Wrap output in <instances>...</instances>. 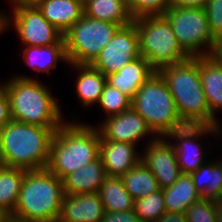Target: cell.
I'll return each instance as SVG.
<instances>
[{
    "mask_svg": "<svg viewBox=\"0 0 222 222\" xmlns=\"http://www.w3.org/2000/svg\"><path fill=\"white\" fill-rule=\"evenodd\" d=\"M57 129L12 119L0 129V165L27 171L46 169Z\"/></svg>",
    "mask_w": 222,
    "mask_h": 222,
    "instance_id": "cell-1",
    "label": "cell"
},
{
    "mask_svg": "<svg viewBox=\"0 0 222 222\" xmlns=\"http://www.w3.org/2000/svg\"><path fill=\"white\" fill-rule=\"evenodd\" d=\"M64 122L54 133L46 169L61 180L96 160L100 154V132L95 126Z\"/></svg>",
    "mask_w": 222,
    "mask_h": 222,
    "instance_id": "cell-2",
    "label": "cell"
},
{
    "mask_svg": "<svg viewBox=\"0 0 222 222\" xmlns=\"http://www.w3.org/2000/svg\"><path fill=\"white\" fill-rule=\"evenodd\" d=\"M159 73L166 81L178 114L185 124L221 127L222 124L210 112L202 88L198 57H189L164 67Z\"/></svg>",
    "mask_w": 222,
    "mask_h": 222,
    "instance_id": "cell-3",
    "label": "cell"
},
{
    "mask_svg": "<svg viewBox=\"0 0 222 222\" xmlns=\"http://www.w3.org/2000/svg\"><path fill=\"white\" fill-rule=\"evenodd\" d=\"M1 85L7 92L13 120L47 128H59L65 122L58 101L38 79L12 75Z\"/></svg>",
    "mask_w": 222,
    "mask_h": 222,
    "instance_id": "cell-4",
    "label": "cell"
},
{
    "mask_svg": "<svg viewBox=\"0 0 222 222\" xmlns=\"http://www.w3.org/2000/svg\"><path fill=\"white\" fill-rule=\"evenodd\" d=\"M64 198L63 181L48 171H26L13 215L31 222H57Z\"/></svg>",
    "mask_w": 222,
    "mask_h": 222,
    "instance_id": "cell-5",
    "label": "cell"
},
{
    "mask_svg": "<svg viewBox=\"0 0 222 222\" xmlns=\"http://www.w3.org/2000/svg\"><path fill=\"white\" fill-rule=\"evenodd\" d=\"M131 108L139 113L157 137H166L186 125L180 118L168 85L159 72L143 83L131 100Z\"/></svg>",
    "mask_w": 222,
    "mask_h": 222,
    "instance_id": "cell-6",
    "label": "cell"
},
{
    "mask_svg": "<svg viewBox=\"0 0 222 222\" xmlns=\"http://www.w3.org/2000/svg\"><path fill=\"white\" fill-rule=\"evenodd\" d=\"M133 23L139 35L140 54L155 72L190 57L178 43L163 15L137 17Z\"/></svg>",
    "mask_w": 222,
    "mask_h": 222,
    "instance_id": "cell-7",
    "label": "cell"
},
{
    "mask_svg": "<svg viewBox=\"0 0 222 222\" xmlns=\"http://www.w3.org/2000/svg\"><path fill=\"white\" fill-rule=\"evenodd\" d=\"M119 28L117 24L83 14L63 34L68 64H91Z\"/></svg>",
    "mask_w": 222,
    "mask_h": 222,
    "instance_id": "cell-8",
    "label": "cell"
},
{
    "mask_svg": "<svg viewBox=\"0 0 222 222\" xmlns=\"http://www.w3.org/2000/svg\"><path fill=\"white\" fill-rule=\"evenodd\" d=\"M162 15L169 21L178 43L190 57L213 55L217 40L210 32L204 8L169 7Z\"/></svg>",
    "mask_w": 222,
    "mask_h": 222,
    "instance_id": "cell-9",
    "label": "cell"
},
{
    "mask_svg": "<svg viewBox=\"0 0 222 222\" xmlns=\"http://www.w3.org/2000/svg\"><path fill=\"white\" fill-rule=\"evenodd\" d=\"M13 16L4 17L5 30L14 28L25 46L55 45L63 39V33L49 23L37 6L13 8Z\"/></svg>",
    "mask_w": 222,
    "mask_h": 222,
    "instance_id": "cell-10",
    "label": "cell"
},
{
    "mask_svg": "<svg viewBox=\"0 0 222 222\" xmlns=\"http://www.w3.org/2000/svg\"><path fill=\"white\" fill-rule=\"evenodd\" d=\"M221 129L222 127L186 124L170 132L165 137L169 141L171 139L175 140V142L171 143L174 146L177 163L182 174H190L207 162L204 147L202 148V143L197 140L204 136L206 137V135L211 136V134L214 137L220 136Z\"/></svg>",
    "mask_w": 222,
    "mask_h": 222,
    "instance_id": "cell-11",
    "label": "cell"
},
{
    "mask_svg": "<svg viewBox=\"0 0 222 222\" xmlns=\"http://www.w3.org/2000/svg\"><path fill=\"white\" fill-rule=\"evenodd\" d=\"M141 56L139 35L135 24L120 27L111 41L90 64L105 76L117 73L128 62Z\"/></svg>",
    "mask_w": 222,
    "mask_h": 222,
    "instance_id": "cell-12",
    "label": "cell"
},
{
    "mask_svg": "<svg viewBox=\"0 0 222 222\" xmlns=\"http://www.w3.org/2000/svg\"><path fill=\"white\" fill-rule=\"evenodd\" d=\"M167 140L165 137L151 138L141 154V162L153 173L161 189L172 186L182 174L174 146Z\"/></svg>",
    "mask_w": 222,
    "mask_h": 222,
    "instance_id": "cell-13",
    "label": "cell"
},
{
    "mask_svg": "<svg viewBox=\"0 0 222 222\" xmlns=\"http://www.w3.org/2000/svg\"><path fill=\"white\" fill-rule=\"evenodd\" d=\"M97 128L103 140L120 141L136 146L139 144L138 141L147 135L157 138L144 118L132 108L105 118Z\"/></svg>",
    "mask_w": 222,
    "mask_h": 222,
    "instance_id": "cell-14",
    "label": "cell"
},
{
    "mask_svg": "<svg viewBox=\"0 0 222 222\" xmlns=\"http://www.w3.org/2000/svg\"><path fill=\"white\" fill-rule=\"evenodd\" d=\"M105 214L98 192L64 194L57 222H102Z\"/></svg>",
    "mask_w": 222,
    "mask_h": 222,
    "instance_id": "cell-15",
    "label": "cell"
},
{
    "mask_svg": "<svg viewBox=\"0 0 222 222\" xmlns=\"http://www.w3.org/2000/svg\"><path fill=\"white\" fill-rule=\"evenodd\" d=\"M136 148L137 146L131 143L103 140L100 137L99 156L106 176L121 177L131 170L141 160V154Z\"/></svg>",
    "mask_w": 222,
    "mask_h": 222,
    "instance_id": "cell-16",
    "label": "cell"
},
{
    "mask_svg": "<svg viewBox=\"0 0 222 222\" xmlns=\"http://www.w3.org/2000/svg\"><path fill=\"white\" fill-rule=\"evenodd\" d=\"M154 72L149 62L143 56H139L128 62L117 73L106 75V82L132 100L139 87Z\"/></svg>",
    "mask_w": 222,
    "mask_h": 222,
    "instance_id": "cell-17",
    "label": "cell"
},
{
    "mask_svg": "<svg viewBox=\"0 0 222 222\" xmlns=\"http://www.w3.org/2000/svg\"><path fill=\"white\" fill-rule=\"evenodd\" d=\"M202 88L211 114L222 109V63L213 55L198 57Z\"/></svg>",
    "mask_w": 222,
    "mask_h": 222,
    "instance_id": "cell-18",
    "label": "cell"
},
{
    "mask_svg": "<svg viewBox=\"0 0 222 222\" xmlns=\"http://www.w3.org/2000/svg\"><path fill=\"white\" fill-rule=\"evenodd\" d=\"M105 178V168L99 156L96 160L62 179L64 194L74 195L98 192Z\"/></svg>",
    "mask_w": 222,
    "mask_h": 222,
    "instance_id": "cell-19",
    "label": "cell"
},
{
    "mask_svg": "<svg viewBox=\"0 0 222 222\" xmlns=\"http://www.w3.org/2000/svg\"><path fill=\"white\" fill-rule=\"evenodd\" d=\"M37 7L43 17L63 34L84 14L83 3L74 0H42Z\"/></svg>",
    "mask_w": 222,
    "mask_h": 222,
    "instance_id": "cell-20",
    "label": "cell"
},
{
    "mask_svg": "<svg viewBox=\"0 0 222 222\" xmlns=\"http://www.w3.org/2000/svg\"><path fill=\"white\" fill-rule=\"evenodd\" d=\"M78 70L76 80V96L83 105V108H91L95 103L98 104L106 76L90 64H70Z\"/></svg>",
    "mask_w": 222,
    "mask_h": 222,
    "instance_id": "cell-21",
    "label": "cell"
},
{
    "mask_svg": "<svg viewBox=\"0 0 222 222\" xmlns=\"http://www.w3.org/2000/svg\"><path fill=\"white\" fill-rule=\"evenodd\" d=\"M162 190L167 212L185 214L191 205L202 199V196L196 190L190 174H181L172 186L163 188Z\"/></svg>",
    "mask_w": 222,
    "mask_h": 222,
    "instance_id": "cell-22",
    "label": "cell"
},
{
    "mask_svg": "<svg viewBox=\"0 0 222 222\" xmlns=\"http://www.w3.org/2000/svg\"><path fill=\"white\" fill-rule=\"evenodd\" d=\"M23 60L32 70L37 73H50L57 66V62L65 61L68 63L64 38L55 45L46 46H25Z\"/></svg>",
    "mask_w": 222,
    "mask_h": 222,
    "instance_id": "cell-23",
    "label": "cell"
},
{
    "mask_svg": "<svg viewBox=\"0 0 222 222\" xmlns=\"http://www.w3.org/2000/svg\"><path fill=\"white\" fill-rule=\"evenodd\" d=\"M84 15L102 21H108L120 27L133 22L125 0H85Z\"/></svg>",
    "mask_w": 222,
    "mask_h": 222,
    "instance_id": "cell-24",
    "label": "cell"
},
{
    "mask_svg": "<svg viewBox=\"0 0 222 222\" xmlns=\"http://www.w3.org/2000/svg\"><path fill=\"white\" fill-rule=\"evenodd\" d=\"M98 194L107 212L134 210V199L124 187L121 177L106 176Z\"/></svg>",
    "mask_w": 222,
    "mask_h": 222,
    "instance_id": "cell-25",
    "label": "cell"
},
{
    "mask_svg": "<svg viewBox=\"0 0 222 222\" xmlns=\"http://www.w3.org/2000/svg\"><path fill=\"white\" fill-rule=\"evenodd\" d=\"M190 175L202 198L216 200L219 197L222 190V160H207Z\"/></svg>",
    "mask_w": 222,
    "mask_h": 222,
    "instance_id": "cell-26",
    "label": "cell"
},
{
    "mask_svg": "<svg viewBox=\"0 0 222 222\" xmlns=\"http://www.w3.org/2000/svg\"><path fill=\"white\" fill-rule=\"evenodd\" d=\"M27 170L0 165V209L13 214Z\"/></svg>",
    "mask_w": 222,
    "mask_h": 222,
    "instance_id": "cell-27",
    "label": "cell"
},
{
    "mask_svg": "<svg viewBox=\"0 0 222 222\" xmlns=\"http://www.w3.org/2000/svg\"><path fill=\"white\" fill-rule=\"evenodd\" d=\"M124 187L134 200L143 198L160 190L159 183L153 173L141 162V160L123 176Z\"/></svg>",
    "mask_w": 222,
    "mask_h": 222,
    "instance_id": "cell-28",
    "label": "cell"
},
{
    "mask_svg": "<svg viewBox=\"0 0 222 222\" xmlns=\"http://www.w3.org/2000/svg\"><path fill=\"white\" fill-rule=\"evenodd\" d=\"M134 212L141 222H152L163 216L167 210L163 190L160 189L146 197L134 200Z\"/></svg>",
    "mask_w": 222,
    "mask_h": 222,
    "instance_id": "cell-29",
    "label": "cell"
},
{
    "mask_svg": "<svg viewBox=\"0 0 222 222\" xmlns=\"http://www.w3.org/2000/svg\"><path fill=\"white\" fill-rule=\"evenodd\" d=\"M98 105L107 114L104 118H107L129 110L131 108V99L106 82Z\"/></svg>",
    "mask_w": 222,
    "mask_h": 222,
    "instance_id": "cell-30",
    "label": "cell"
},
{
    "mask_svg": "<svg viewBox=\"0 0 222 222\" xmlns=\"http://www.w3.org/2000/svg\"><path fill=\"white\" fill-rule=\"evenodd\" d=\"M170 0H125L133 18L162 15L169 8Z\"/></svg>",
    "mask_w": 222,
    "mask_h": 222,
    "instance_id": "cell-31",
    "label": "cell"
},
{
    "mask_svg": "<svg viewBox=\"0 0 222 222\" xmlns=\"http://www.w3.org/2000/svg\"><path fill=\"white\" fill-rule=\"evenodd\" d=\"M187 222H218L216 200L202 198L191 205L185 212Z\"/></svg>",
    "mask_w": 222,
    "mask_h": 222,
    "instance_id": "cell-32",
    "label": "cell"
},
{
    "mask_svg": "<svg viewBox=\"0 0 222 222\" xmlns=\"http://www.w3.org/2000/svg\"><path fill=\"white\" fill-rule=\"evenodd\" d=\"M212 36L222 38V0H208L204 7Z\"/></svg>",
    "mask_w": 222,
    "mask_h": 222,
    "instance_id": "cell-33",
    "label": "cell"
},
{
    "mask_svg": "<svg viewBox=\"0 0 222 222\" xmlns=\"http://www.w3.org/2000/svg\"><path fill=\"white\" fill-rule=\"evenodd\" d=\"M102 222H141L134 210L122 212H107L102 218Z\"/></svg>",
    "mask_w": 222,
    "mask_h": 222,
    "instance_id": "cell-34",
    "label": "cell"
},
{
    "mask_svg": "<svg viewBox=\"0 0 222 222\" xmlns=\"http://www.w3.org/2000/svg\"><path fill=\"white\" fill-rule=\"evenodd\" d=\"M11 120L9 98L5 88L0 84V129Z\"/></svg>",
    "mask_w": 222,
    "mask_h": 222,
    "instance_id": "cell-35",
    "label": "cell"
},
{
    "mask_svg": "<svg viewBox=\"0 0 222 222\" xmlns=\"http://www.w3.org/2000/svg\"><path fill=\"white\" fill-rule=\"evenodd\" d=\"M208 0H170L169 7L174 8H204Z\"/></svg>",
    "mask_w": 222,
    "mask_h": 222,
    "instance_id": "cell-36",
    "label": "cell"
},
{
    "mask_svg": "<svg viewBox=\"0 0 222 222\" xmlns=\"http://www.w3.org/2000/svg\"><path fill=\"white\" fill-rule=\"evenodd\" d=\"M152 222H187V219L184 213L166 212L158 220Z\"/></svg>",
    "mask_w": 222,
    "mask_h": 222,
    "instance_id": "cell-37",
    "label": "cell"
},
{
    "mask_svg": "<svg viewBox=\"0 0 222 222\" xmlns=\"http://www.w3.org/2000/svg\"><path fill=\"white\" fill-rule=\"evenodd\" d=\"M42 0H9L12 8L21 6H37Z\"/></svg>",
    "mask_w": 222,
    "mask_h": 222,
    "instance_id": "cell-38",
    "label": "cell"
},
{
    "mask_svg": "<svg viewBox=\"0 0 222 222\" xmlns=\"http://www.w3.org/2000/svg\"><path fill=\"white\" fill-rule=\"evenodd\" d=\"M213 56L222 63V38L217 40Z\"/></svg>",
    "mask_w": 222,
    "mask_h": 222,
    "instance_id": "cell-39",
    "label": "cell"
},
{
    "mask_svg": "<svg viewBox=\"0 0 222 222\" xmlns=\"http://www.w3.org/2000/svg\"><path fill=\"white\" fill-rule=\"evenodd\" d=\"M3 222H31V221L25 220L24 218H20L13 214H8Z\"/></svg>",
    "mask_w": 222,
    "mask_h": 222,
    "instance_id": "cell-40",
    "label": "cell"
},
{
    "mask_svg": "<svg viewBox=\"0 0 222 222\" xmlns=\"http://www.w3.org/2000/svg\"><path fill=\"white\" fill-rule=\"evenodd\" d=\"M216 217L218 222H222V203L216 202Z\"/></svg>",
    "mask_w": 222,
    "mask_h": 222,
    "instance_id": "cell-41",
    "label": "cell"
},
{
    "mask_svg": "<svg viewBox=\"0 0 222 222\" xmlns=\"http://www.w3.org/2000/svg\"><path fill=\"white\" fill-rule=\"evenodd\" d=\"M5 13L6 12H1L0 10V34L2 33V31H5V26H4V17H5Z\"/></svg>",
    "mask_w": 222,
    "mask_h": 222,
    "instance_id": "cell-42",
    "label": "cell"
},
{
    "mask_svg": "<svg viewBox=\"0 0 222 222\" xmlns=\"http://www.w3.org/2000/svg\"><path fill=\"white\" fill-rule=\"evenodd\" d=\"M7 215L8 214L4 210L0 209V222H3Z\"/></svg>",
    "mask_w": 222,
    "mask_h": 222,
    "instance_id": "cell-43",
    "label": "cell"
},
{
    "mask_svg": "<svg viewBox=\"0 0 222 222\" xmlns=\"http://www.w3.org/2000/svg\"><path fill=\"white\" fill-rule=\"evenodd\" d=\"M216 202L222 203V190H221L219 197L216 199Z\"/></svg>",
    "mask_w": 222,
    "mask_h": 222,
    "instance_id": "cell-44",
    "label": "cell"
},
{
    "mask_svg": "<svg viewBox=\"0 0 222 222\" xmlns=\"http://www.w3.org/2000/svg\"><path fill=\"white\" fill-rule=\"evenodd\" d=\"M74 1H79L82 2L84 4L85 0H74Z\"/></svg>",
    "mask_w": 222,
    "mask_h": 222,
    "instance_id": "cell-45",
    "label": "cell"
}]
</instances>
